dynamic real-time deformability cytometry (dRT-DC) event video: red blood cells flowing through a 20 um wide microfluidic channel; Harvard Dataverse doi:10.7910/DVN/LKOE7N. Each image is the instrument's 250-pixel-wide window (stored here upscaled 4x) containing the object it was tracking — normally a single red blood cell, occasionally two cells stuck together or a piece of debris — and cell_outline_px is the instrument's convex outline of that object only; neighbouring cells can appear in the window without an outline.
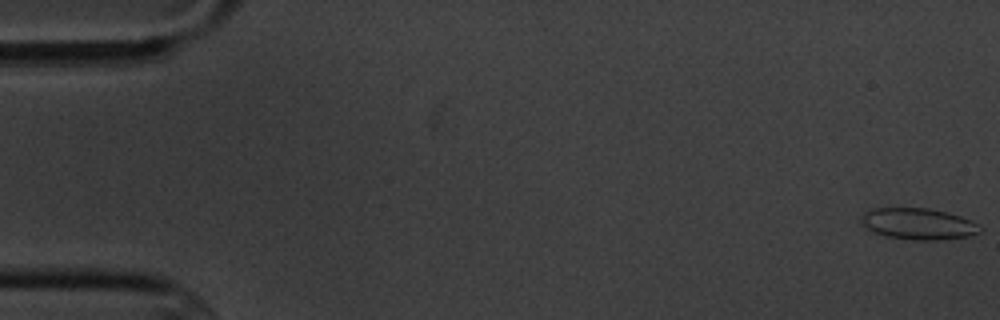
{"species": "common noctule bat (a hibernating species)", "species_latin": "Nyctalus noctula", "temperature_condition": "cold", "stored_images_in_passage": 5, "camera_frame_rate_fps": 3000, "um_per_image_px": 0.085, "animal": {"sex": "male", "body_mass_g": 20.1, "forearm_length_mm": 53.5}, "frame": {"image": 1, "passage_image": 1, "time_ms": 0.0, "image_size_px": [1000, 320], "cell_outline_px": [[984, 228], [980, 232], [968, 236], [944, 240], [916, 240], [884, 236], [872, 232], [860, 220], [860, 216], [864, 212], [872, 208], [928, 208], [948, 212], [960, 216], [980, 224]], "centroid_in_image_um": [78.08, 19.03], "position_along_channel_um": 6.9, "area_um2": 21.96}}